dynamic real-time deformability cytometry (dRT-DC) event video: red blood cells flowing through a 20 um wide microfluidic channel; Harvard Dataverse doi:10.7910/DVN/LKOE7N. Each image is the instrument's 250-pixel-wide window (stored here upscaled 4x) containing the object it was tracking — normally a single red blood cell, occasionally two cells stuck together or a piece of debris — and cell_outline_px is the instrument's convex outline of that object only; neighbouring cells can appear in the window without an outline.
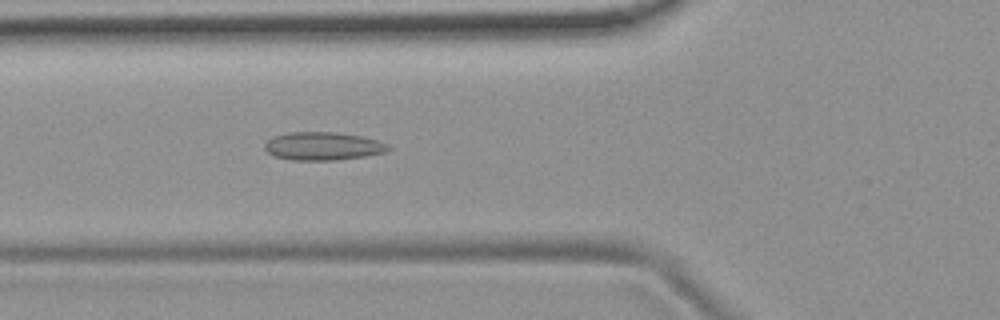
{"species": "common noctule bat (a hibernating species)", "species_latin": "Nyctalus noctula", "temperature_condition": "room temperature", "stored_images_in_passage": 51, "camera_frame_rate_fps": 3000, "um_per_image_px": 0.085, "animal": {"sex": "female", "body_mass_g": 19.9}, "frame": {"image": 1, "passage_image": 18, "time_ms": 5.667, "image_size_px": [1000, 320], "cell_outline_px": [[392, 148], [384, 152], [364, 156], [332, 160], [292, 160], [272, 156], [264, 148], [264, 144], [272, 136], [288, 132], [336, 132], [360, 136], [376, 140], [388, 144]], "centroid_in_image_um": [27.4, 12.42], "position_along_channel_um": 98.4, "area_um2": 20.23}}
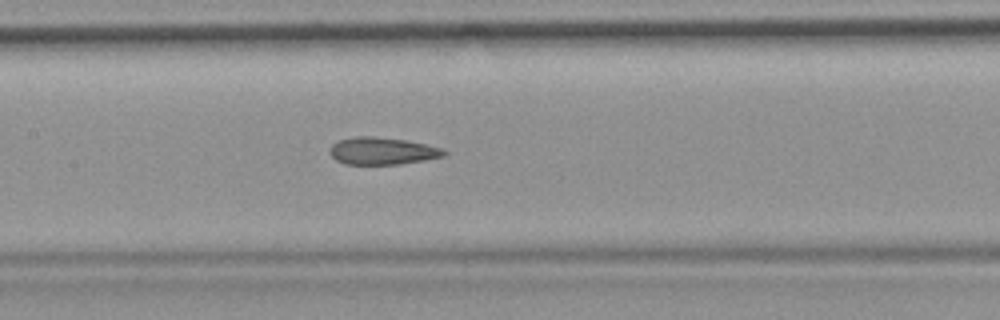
{"frame": {"image": 2, "passage_image": 24, "time_ms": 7.667, "image_size_px": [1000, 320], "cell_outline_px": [[448, 152], [444, 156], [424, 160], [400, 164], [344, 164], [336, 160], [332, 156], [332, 144], [340, 140], [356, 136], [372, 136], [404, 140], [444, 148]], "centroid_in_image_um": [32.53, 12.84], "position_along_channel_um": 174.9, "area_um2": 17.92}}
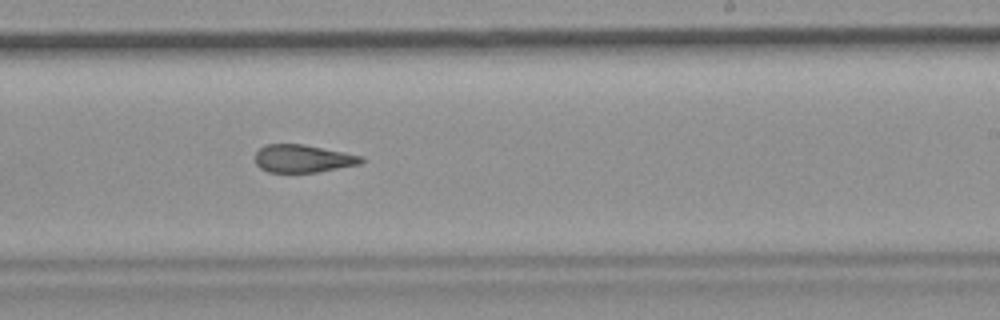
{"frame": {"image": 3, "passage_image": 31, "time_ms": 10.0, "image_size_px": [1000, 320], "cell_outline_px": [[364, 160], [360, 164], [316, 172], [268, 172], [260, 168], [256, 164], [256, 152], [260, 148], [268, 144], [304, 144], [364, 156]], "centroid_in_image_um": [25.76, 13.47], "position_along_channel_um": 263.2, "area_um2": 17.11}, "authors_computed_cell_mechanics": {"area_um2": 18.785, "velocity_mm_per_s": 3.8157, "shape_relaxation_time_tau1_ms": null, "shape_relaxation_time_tau2_ms": 2.6269, "deformation_change_tau1": null, "deformation_change_tau2": 0.1229}}